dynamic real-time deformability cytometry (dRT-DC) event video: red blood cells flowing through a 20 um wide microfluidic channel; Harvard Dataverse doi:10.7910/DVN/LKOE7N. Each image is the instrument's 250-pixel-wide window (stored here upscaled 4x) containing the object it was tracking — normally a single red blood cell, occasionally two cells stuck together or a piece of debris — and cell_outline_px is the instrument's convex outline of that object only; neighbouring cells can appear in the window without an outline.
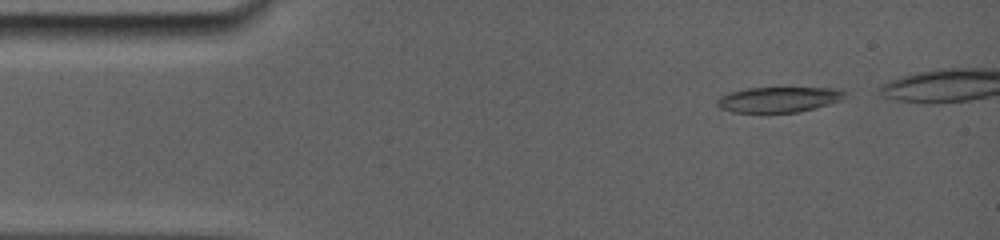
{"species": "common noctule bat (a hibernating species)", "species_latin": "Nyctalus noctula", "temperature_condition": "room temperature", "stored_images_in_passage": 32, "camera_frame_rate_fps": 5000, "um_per_image_px": 0.085, "animal": {"sex": "female", "body_mass_g": 19.0, "forearm_length_mm": 56.7}, "frame": {"image": 1, "passage_image": 2, "time_ms": 0.4, "image_size_px": [1000, 240], "cell_outline_px": [[848, 92], [840, 100], [828, 104], [796, 112], [736, 112], [720, 108], [716, 104], [716, 100], [720, 96], [728, 92], [748, 88], [840, 88]], "centroid_in_image_um": [66.17, 8.44], "position_along_channel_um": 18.8, "area_um2": 18.73}}
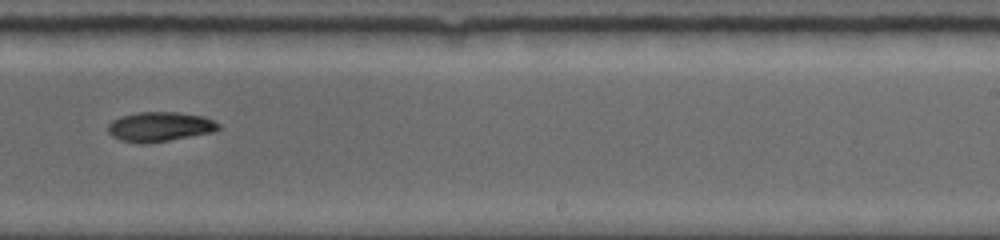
{"frame": {"image": 2, "passage_image": 22, "time_ms": 9.0, "image_size_px": [1000, 240], "cell_outline_px": [[220, 128], [212, 132], [148, 144], [140, 144], [120, 140], [112, 136], [108, 132], [108, 124], [112, 120], [120, 116], [140, 112], [176, 112], [204, 116], [220, 124]], "centroid_in_image_um": [13.55, 10.77], "position_along_channel_um": 275.4, "area_um2": 19.13}}
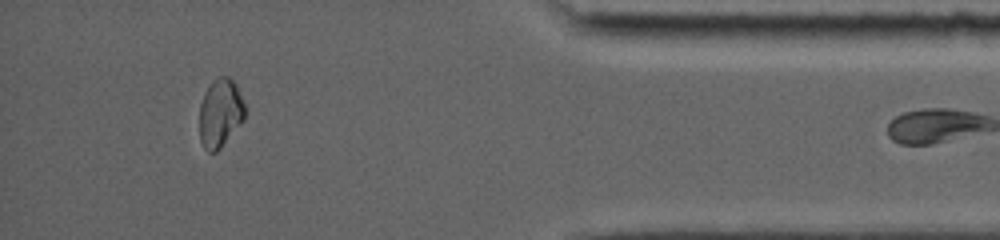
{"frame": {"image": 3, "passage_image": 31, "time_ms": 13.4, "image_size_px": [1000, 240], "cell_outline_px": [[244, 120], [220, 148], [216, 152], [208, 152], [204, 148], [200, 140], [200, 104], [208, 88], [220, 76], [228, 76], [236, 84], [244, 104]], "centroid_in_image_um": [18.72, 9.64], "position_along_channel_um": 416.5, "area_um2": 17.74}}